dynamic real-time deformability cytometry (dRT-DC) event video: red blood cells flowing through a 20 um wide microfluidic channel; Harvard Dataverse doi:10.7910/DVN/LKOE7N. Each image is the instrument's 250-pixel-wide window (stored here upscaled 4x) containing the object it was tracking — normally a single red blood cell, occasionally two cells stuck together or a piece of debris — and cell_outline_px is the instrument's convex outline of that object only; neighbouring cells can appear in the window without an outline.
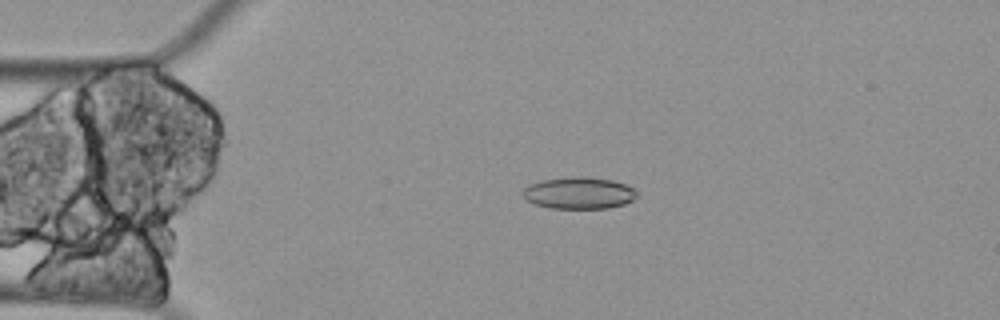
{"species": "Egyptian fruit bat (a non-hibernating species)", "species_latin": "Rousettus aegyptiacus", "temperature_condition": "cold", "stored_images_in_passage": 60, "camera_frame_rate_fps": 3000, "um_per_image_px": 0.085, "animal": {"sex": "female"}, "frame": {"image": 1, "passage_image": 13, "time_ms": 4.0, "image_size_px": [1000, 320], "cell_outline_px": [[636, 196], [632, 200], [624, 204], [608, 208], [552, 208], [536, 204], [524, 200], [520, 192], [528, 184], [544, 180], [572, 176], [584, 176], [612, 180], [624, 184], [632, 188], [636, 192]], "centroid_in_image_um": [49.15, 16.4], "position_along_channel_um": 35.9, "area_um2": 21.15}}
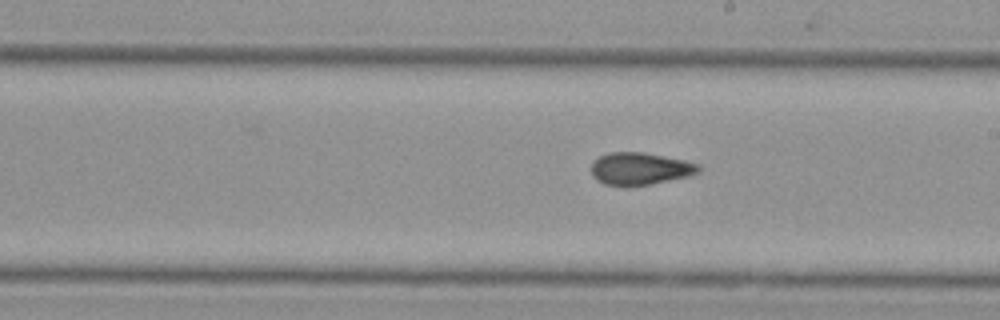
{"frame": {"image": 2, "passage_image": 33, "time_ms": 10.667, "image_size_px": [1000, 320], "cell_outline_px": [[700, 172], [688, 176], [648, 184], [604, 184], [596, 180], [592, 176], [592, 164], [600, 156], [608, 152], [644, 152], [684, 160], [700, 164]], "centroid_in_image_um": [54.42, 14.31], "position_along_channel_um": 234.6, "area_um2": 19.77}}
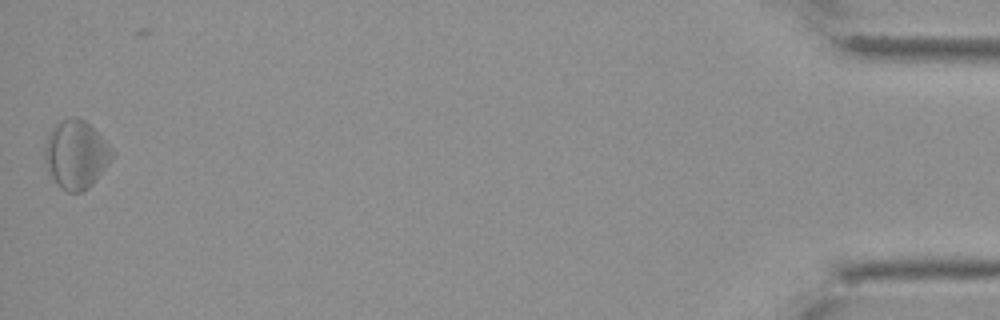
{"frame": {"image": 3, "passage_image": 59, "time_ms": 19.333, "image_size_px": [1000, 320], "cell_outline_px": [[116, 152], [92, 184], [88, 188], [80, 192], [68, 192], [60, 188], [52, 176], [44, 160], [44, 144], [48, 132], [60, 120], [72, 116], [76, 116], [84, 120]], "centroid_in_image_um": [6.43, 13.11], "position_along_channel_um": 428.8, "area_um2": 26.59}, "authors_computed_cell_mechanics": {"area_um2": 21.2126, "velocity_mm_per_s": 3.3157, "shape_relaxation_time_tau1_ms": 0.0271, "shape_relaxation_time_tau2_ms": null, "deformation_change_tau1": 0.0104, "deformation_change_tau2": null}}